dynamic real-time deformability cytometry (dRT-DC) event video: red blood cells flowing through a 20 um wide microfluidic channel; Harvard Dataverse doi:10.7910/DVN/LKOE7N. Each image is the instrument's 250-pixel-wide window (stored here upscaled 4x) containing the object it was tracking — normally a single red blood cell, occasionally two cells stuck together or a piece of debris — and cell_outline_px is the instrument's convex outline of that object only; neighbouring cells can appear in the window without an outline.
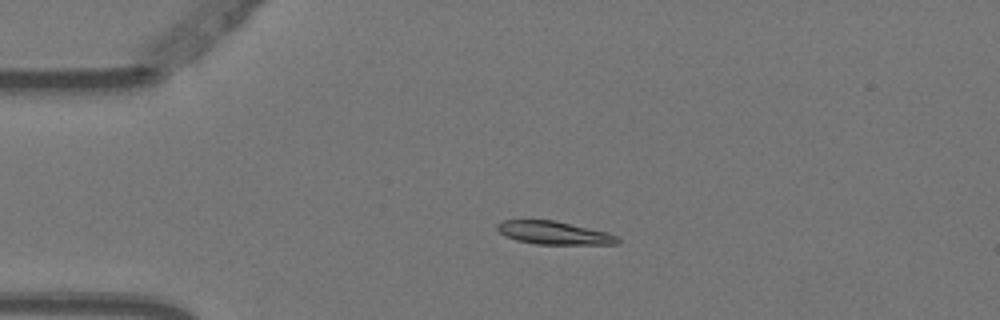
{"species": "Egyptian fruit bat (a non-hibernating species)", "species_latin": "Rousettus aegyptiacus", "temperature_condition": "warm", "stored_images_in_passage": 4, "camera_frame_rate_fps": 3000, "um_per_image_px": 0.085, "animal": {"sex": "female"}, "frame": {"image": 1, "passage_image": 3, "time_ms": 0.667, "image_size_px": [1000, 320], "cell_outline_px": [[620, 244], [536, 244], [516, 240], [504, 236], [496, 228], [496, 224], [504, 220], [556, 220], [608, 232], [620, 236]], "centroid_in_image_um": [47.12, 19.79], "position_along_channel_um": 37.9, "area_um2": 16.42}}